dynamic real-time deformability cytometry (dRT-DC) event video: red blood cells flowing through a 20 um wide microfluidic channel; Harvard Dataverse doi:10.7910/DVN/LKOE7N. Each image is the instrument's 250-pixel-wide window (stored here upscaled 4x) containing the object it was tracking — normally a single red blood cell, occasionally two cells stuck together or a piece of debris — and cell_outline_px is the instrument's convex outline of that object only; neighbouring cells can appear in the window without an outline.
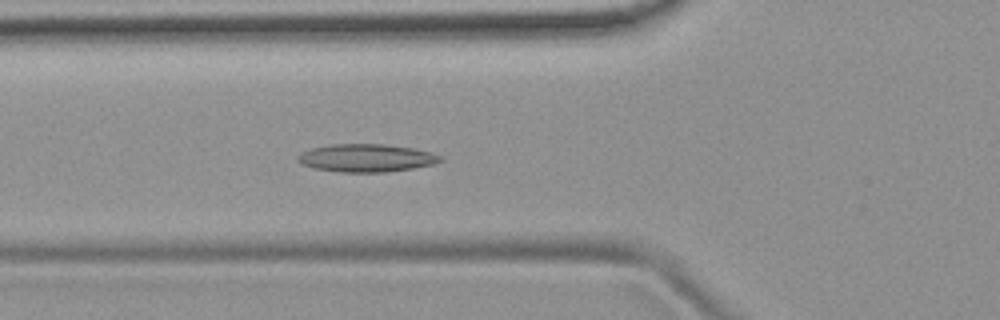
{"species": "common noctule bat (a hibernating species)", "species_latin": "Nyctalus noctula", "temperature_condition": "room temperature", "stored_images_in_passage": 5, "camera_frame_rate_fps": 3000, "um_per_image_px": 0.085, "animal": {"sex": "female", "body_mass_g": 19.9}, "frame": {"image": 1, "passage_image": 5, "time_ms": 1.333, "image_size_px": [1000, 320], "cell_outline_px": [[444, 160], [432, 164], [412, 168], [384, 172], [340, 172], [312, 168], [300, 164], [296, 160], [296, 156], [312, 148], [332, 144], [384, 144], [412, 148], [432, 152], [440, 156]], "centroid_in_image_um": [31.1, 13.43], "position_along_channel_um": 94.7, "area_um2": 23.12}}